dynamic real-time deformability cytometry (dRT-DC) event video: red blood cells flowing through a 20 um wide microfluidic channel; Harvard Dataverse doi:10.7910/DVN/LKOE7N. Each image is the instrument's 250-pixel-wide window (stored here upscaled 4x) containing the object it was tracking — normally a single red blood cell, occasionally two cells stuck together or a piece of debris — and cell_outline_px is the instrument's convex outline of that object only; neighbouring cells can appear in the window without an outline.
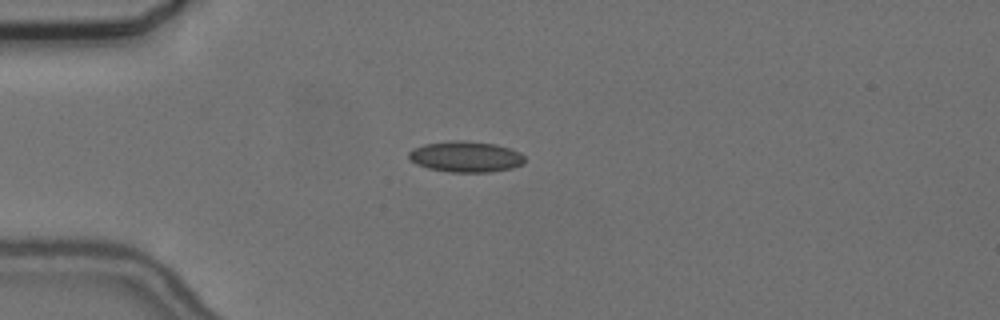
{"species": "common noctule bat (a hibernating species)", "species_latin": "Nyctalus noctula", "temperature_condition": "cold", "stored_images_in_passage": 30, "camera_frame_rate_fps": 3000, "um_per_image_px": 0.085, "animal": {"sex": "female", "body_mass_g": 24.6, "forearm_length_mm": 56.2}, "frame": {"image": 1, "passage_image": 1, "time_ms": 0.0, "image_size_px": [1000, 320], "cell_outline_px": [[524, 164], [512, 168], [488, 172], [452, 172], [428, 168], [416, 164], [408, 156], [408, 152], [412, 148], [424, 144], [452, 140], [464, 140], [496, 144], [512, 148], [520, 152], [524, 156]], "centroid_in_image_um": [39.6, 13.3], "position_along_channel_um": 45.4, "area_um2": 21.04}}
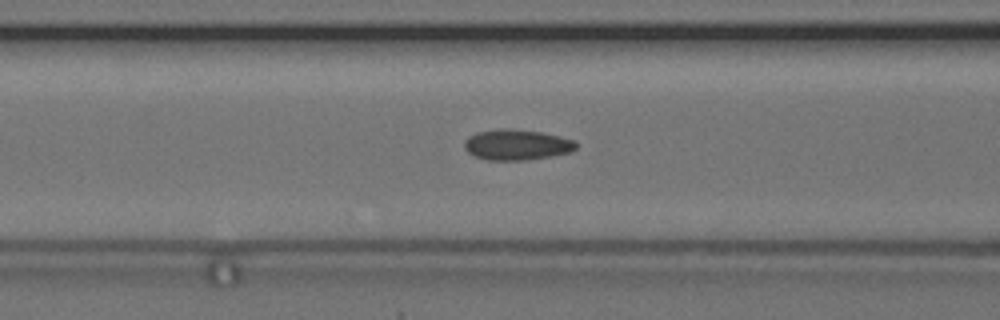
{"frame": {"image": 2, "passage_image": 9, "time_ms": 2.667, "image_size_px": [1000, 320], "cell_outline_px": [[576, 148], [572, 152], [552, 156], [524, 160], [488, 160], [476, 156], [468, 152], [464, 148], [464, 140], [468, 136], [476, 132], [500, 128], [512, 128], [540, 132], [560, 136], [572, 140], [576, 144]], "centroid_in_image_um": [43.9, 12.29], "position_along_channel_um": 122.7, "area_um2": 20.0}}
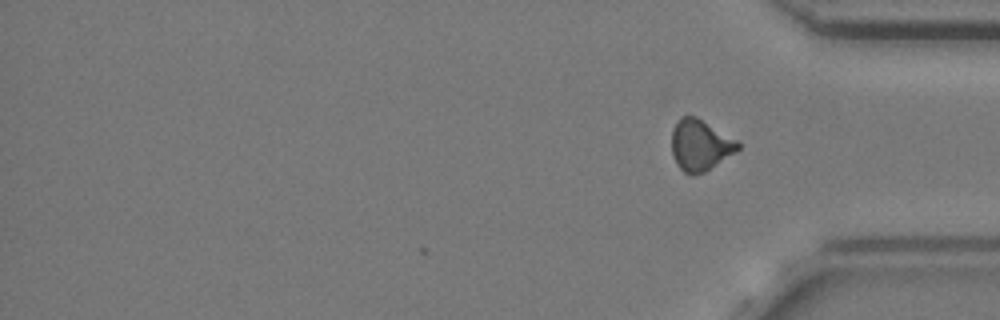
{"frame": {"image": 3, "passage_image": 30, "time_ms": 9.667, "image_size_px": [1000, 320], "cell_outline_px": [[740, 148], [704, 172], [692, 176], [684, 172], [676, 164], [672, 156], [672, 128], [680, 116], [696, 116], [740, 140]], "centroid_in_image_um": [59.51, 12.31], "position_along_channel_um": 375.7, "area_um2": 19.94}, "authors_computed_cell_mechanics": {"area_um2": 19.5364, "velocity_mm_per_s": 3.6649, "shape_relaxation_time_tau1_ms": 5.1746, "shape_relaxation_time_tau2_ms": 1.8918, "deformation_change_tau1": 0.0988, "deformation_change_tau2": 0.0621}}